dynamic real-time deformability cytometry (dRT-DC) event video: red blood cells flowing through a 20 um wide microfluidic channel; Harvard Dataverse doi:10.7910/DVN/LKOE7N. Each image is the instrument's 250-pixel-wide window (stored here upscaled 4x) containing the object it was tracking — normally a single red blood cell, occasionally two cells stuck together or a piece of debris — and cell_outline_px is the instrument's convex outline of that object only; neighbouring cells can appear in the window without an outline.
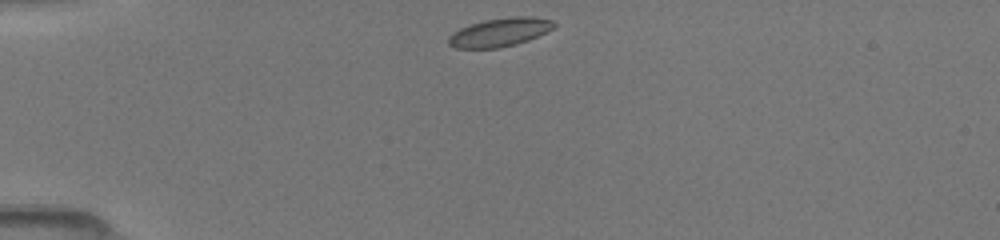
{"species": "common noctule bat (a hibernating species)", "species_latin": "Nyctalus noctula", "temperature_condition": "room temperature", "stored_images_in_passage": 29, "camera_frame_rate_fps": 3000, "um_per_image_px": 0.085, "animal": {"sex": "female", "body_mass_g": 19.5, "forearm_length_mm": 54.1}, "frame": {"image": 1, "passage_image": 1, "time_ms": 0.0, "image_size_px": [1000, 240], "cell_outline_px": [[556, 24], [552, 28], [528, 40], [516, 44], [500, 48], [456, 48], [448, 44], [448, 36], [452, 32], [460, 28], [484, 20], [512, 16], [532, 16], [552, 20]], "centroid_in_image_um": [42.45, 2.74], "position_along_channel_um": 42.6, "area_um2": 17.46}}
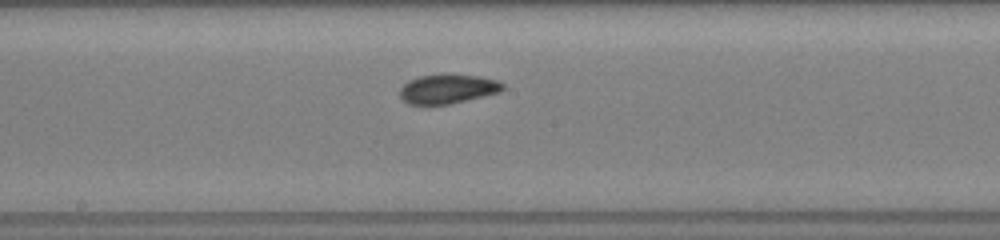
{"frame": {"image": 2, "passage_image": 12, "time_ms": 5.0, "image_size_px": [1000, 240], "cell_outline_px": [[504, 88], [500, 92], [452, 104], [424, 108], [408, 104], [400, 100], [400, 88], [408, 80], [420, 76], [476, 76], [496, 80], [504, 84]], "centroid_in_image_um": [37.97, 7.64], "position_along_channel_um": 210.2, "area_um2": 17.8}}
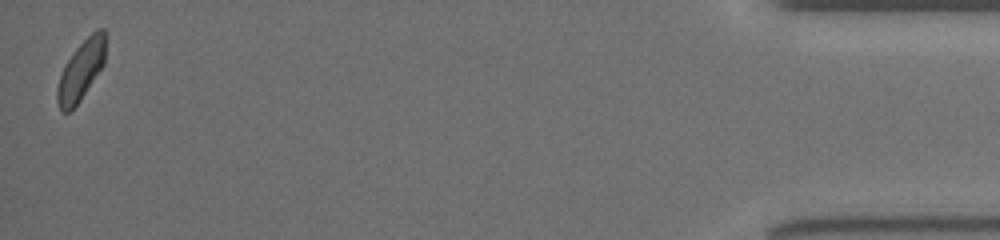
{"frame": {"image": 3, "passage_image": 29, "time_ms": 12.333, "image_size_px": [1000, 240], "cell_outline_px": [[108, 36], [104, 64], [80, 100], [68, 112], [60, 112], [56, 100], [56, 88], [60, 76], [68, 60], [76, 48], [96, 28], [104, 28], [108, 32]], "centroid_in_image_um": [6.93, 5.92], "position_along_channel_um": 428.3, "area_um2": 16.99}}